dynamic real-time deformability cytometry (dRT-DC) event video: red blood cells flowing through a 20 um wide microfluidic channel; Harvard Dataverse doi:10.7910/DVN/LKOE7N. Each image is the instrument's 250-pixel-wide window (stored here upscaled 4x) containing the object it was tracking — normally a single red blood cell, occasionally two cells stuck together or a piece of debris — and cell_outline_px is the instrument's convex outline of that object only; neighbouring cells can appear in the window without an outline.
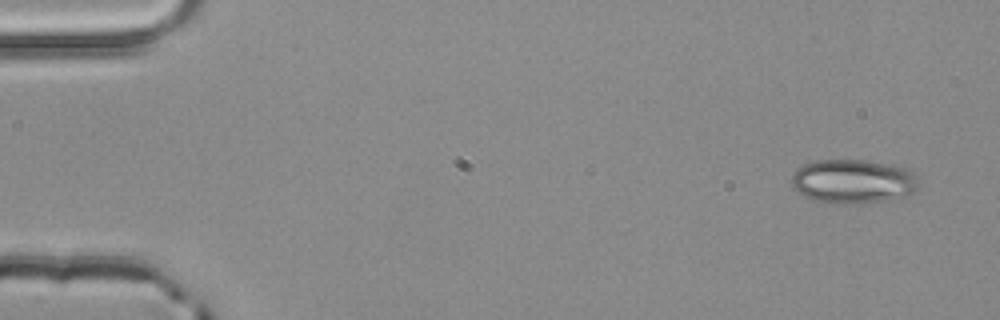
{"species": "common noctule bat (a hibernating species)", "species_latin": "Nyctalus noctula", "temperature_condition": "room temperature", "stored_images_in_passage": 3, "camera_frame_rate_fps": 3000, "um_per_image_px": 0.085, "animal": {"sex": "male", "body_mass_g": 20.4}, "frame": {"image": 1, "passage_image": 1, "time_ms": 0.0, "image_size_px": [1000, 320], "cell_outline_px": [[916, 188], [908, 196], [892, 200], [844, 204], [836, 204], [812, 200], [804, 196], [792, 188], [792, 176], [796, 168], [804, 164], [816, 160], [864, 160], [904, 168], [912, 172], [916, 176]], "centroid_in_image_um": [72.45, 15.43], "position_along_channel_um": 12.5, "area_um2": 32.6}}